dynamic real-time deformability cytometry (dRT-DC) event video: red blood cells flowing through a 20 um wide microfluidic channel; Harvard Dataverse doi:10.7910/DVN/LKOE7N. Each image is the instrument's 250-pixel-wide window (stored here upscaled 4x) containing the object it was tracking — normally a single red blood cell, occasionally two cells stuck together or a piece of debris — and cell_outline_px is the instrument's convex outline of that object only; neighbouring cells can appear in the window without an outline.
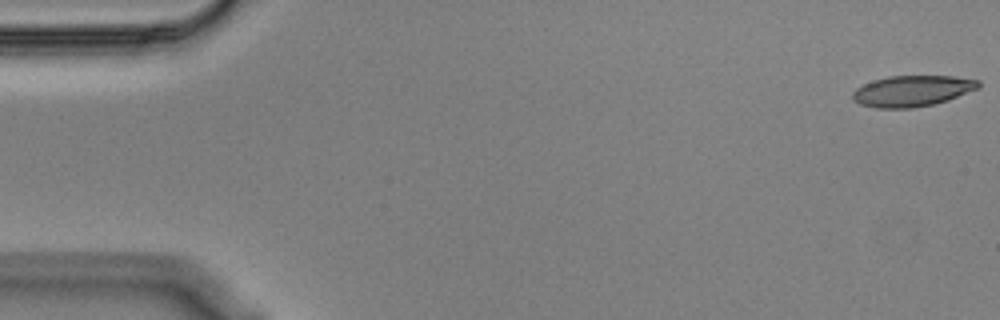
{"species": "Egyptian fruit bat (a non-hibernating species)", "species_latin": "Rousettus aegyptiacus", "temperature_condition": "cold", "stored_images_in_passage": 56, "camera_frame_rate_fps": 3000, "um_per_image_px": 0.085, "animal": {"sex": "male"}, "frame": {"image": 1, "passage_image": 1, "time_ms": 0.0, "image_size_px": [1000, 320], "cell_outline_px": [[980, 88], [948, 100], [932, 104], [912, 108], [876, 108], [860, 104], [852, 100], [852, 92], [856, 88], [872, 80], [888, 76], [952, 76], [980, 80]], "centroid_in_image_um": [77.53, 7.73], "position_along_channel_um": 7.5, "area_um2": 22.83}}
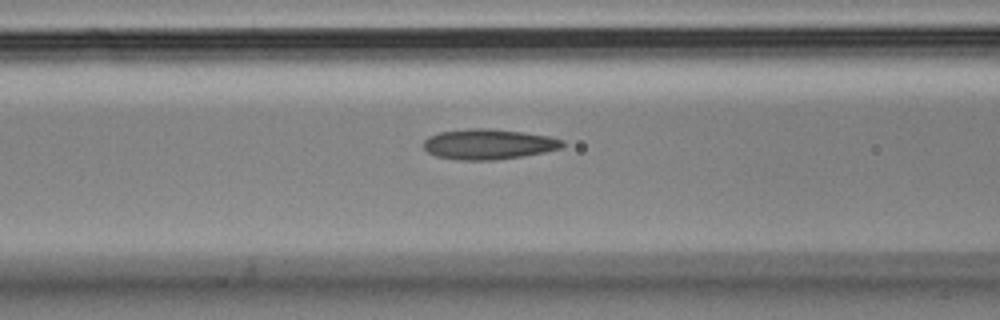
{"frame": {"image": 2, "passage_image": 22, "time_ms": 7.0, "image_size_px": [1000, 320], "cell_outline_px": [[564, 144], [560, 148], [544, 152], [524, 156], [492, 160], [460, 160], [436, 156], [428, 152], [424, 148], [424, 140], [428, 136], [440, 132], [468, 128], [492, 128], [524, 132], [548, 136], [564, 140]], "centroid_in_image_um": [41.51, 12.25], "position_along_channel_um": 125.1, "area_um2": 24.62}}
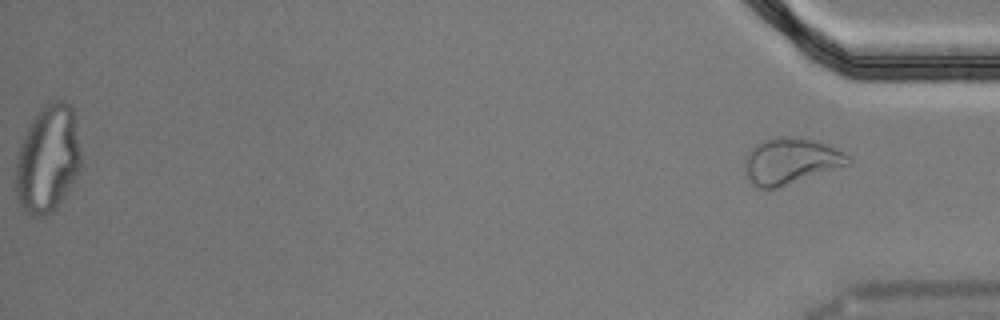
{"frame": {"image": 3, "passage_image": 56, "time_ms": 18.333, "image_size_px": [1000, 320], "cell_outline_px": [[852, 164], [776, 188], [760, 188], [748, 176], [744, 164], [744, 156], [748, 148], [752, 144], [776, 136], [804, 136], [816, 140], [844, 152], [852, 160]], "centroid_in_image_um": [67.21, 13.64], "position_along_channel_um": 368.0, "area_um2": 28.15}, "authors_computed_cell_mechanics": {"area_um2": 24.1893, "velocity_mm_per_s": 3.5753, "shape_relaxation_time_tau1_ms": null, "shape_relaxation_time_tau2_ms": 2.2831, "deformation_change_tau1": null, "deformation_change_tau2": 0.0918}}